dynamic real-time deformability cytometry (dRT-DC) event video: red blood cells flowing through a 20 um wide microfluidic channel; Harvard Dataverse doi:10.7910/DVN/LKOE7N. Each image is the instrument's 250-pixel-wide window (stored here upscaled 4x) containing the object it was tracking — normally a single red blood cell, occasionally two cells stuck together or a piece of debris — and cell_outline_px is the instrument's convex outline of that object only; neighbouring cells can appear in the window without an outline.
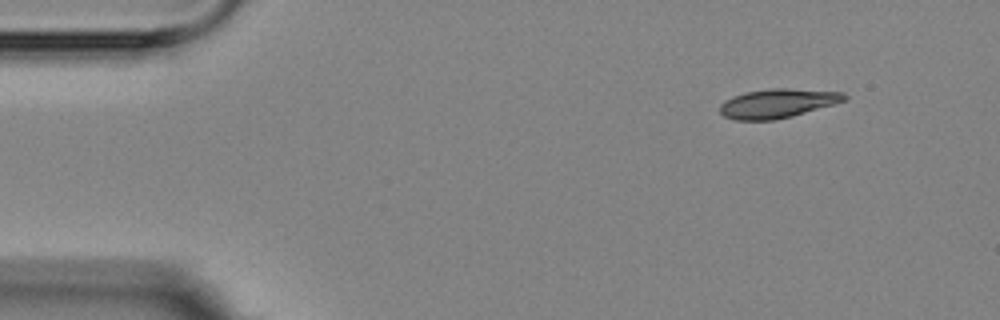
{"species": "Egyptian fruit bat (a non-hibernating species)", "species_latin": "Rousettus aegyptiacus", "temperature_condition": "room temperature", "stored_images_in_passage": 5, "camera_frame_rate_fps": 3000, "um_per_image_px": 0.085, "animal": {"sex": "female"}, "frame": {"image": 1, "passage_image": 1, "time_ms": 0.0, "image_size_px": [1000, 320], "cell_outline_px": [[848, 96], [844, 100], [832, 104], [792, 116], [776, 120], [736, 120], [724, 116], [720, 112], [720, 104], [724, 100], [732, 96], [744, 92], [772, 88], [788, 88], [844, 92]], "centroid_in_image_um": [66.05, 8.78], "position_along_channel_um": 19.0, "area_um2": 21.04}}
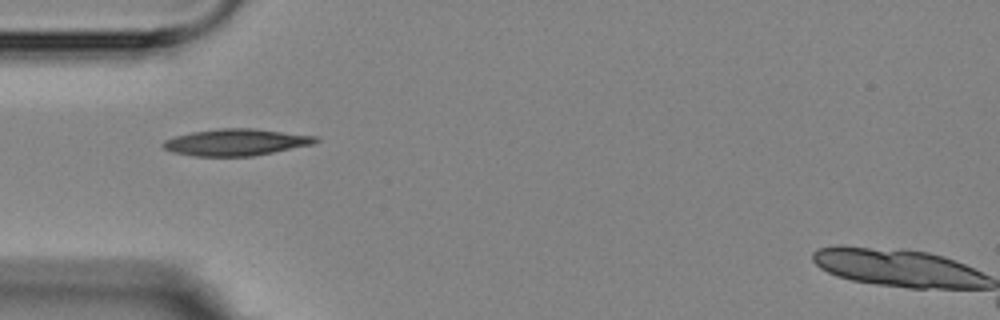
{"frame": {"image": 2, "passage_image": 4, "time_ms": 3.667, "image_size_px": [1000, 320], "cell_outline_px": [[320, 140], [312, 144], [256, 156], [196, 156], [172, 152], [164, 148], [160, 144], [164, 140], [172, 136], [192, 132], [220, 128], [256, 128], [320, 136]], "centroid_in_image_um": [20.08, 12.08], "position_along_channel_um": 64.9, "area_um2": 24.04}}